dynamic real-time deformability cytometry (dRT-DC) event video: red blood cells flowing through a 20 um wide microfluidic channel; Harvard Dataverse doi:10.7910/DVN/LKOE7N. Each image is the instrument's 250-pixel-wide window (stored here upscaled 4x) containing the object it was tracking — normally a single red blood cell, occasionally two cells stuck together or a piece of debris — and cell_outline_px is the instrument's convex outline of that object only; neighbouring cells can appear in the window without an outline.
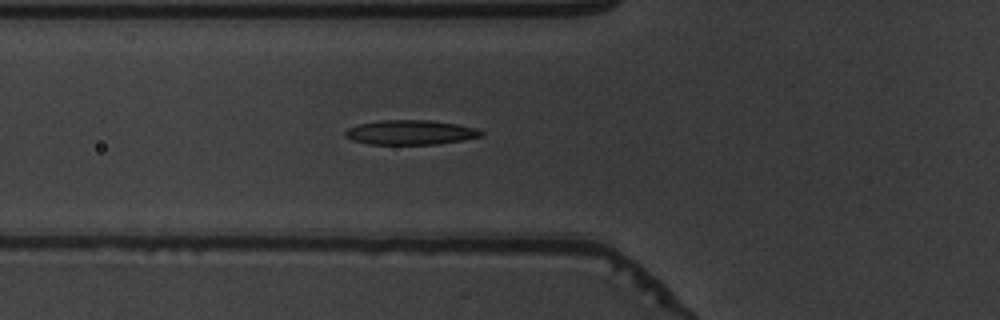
{"species": "common noctule bat (a hibernating species)", "species_latin": "Nyctalus noctula", "temperature_condition": "warm", "stored_images_in_passage": 53, "camera_frame_rate_fps": 3000, "um_per_image_px": 0.085, "animal": {"sex": "male", "body_mass_g": 19.5, "forearm_length_mm": 54.6}, "frame": {"image": 1, "passage_image": 20, "time_ms": 6.333, "image_size_px": [1000, 320], "cell_outline_px": [[484, 136], [440, 144], [368, 144], [352, 140], [344, 136], [344, 132], [348, 128], [360, 124], [380, 120], [428, 120], [456, 124], [476, 128], [484, 132]], "centroid_in_image_um": [34.9, 11.26], "position_along_channel_um": 90.9, "area_um2": 19.48}}
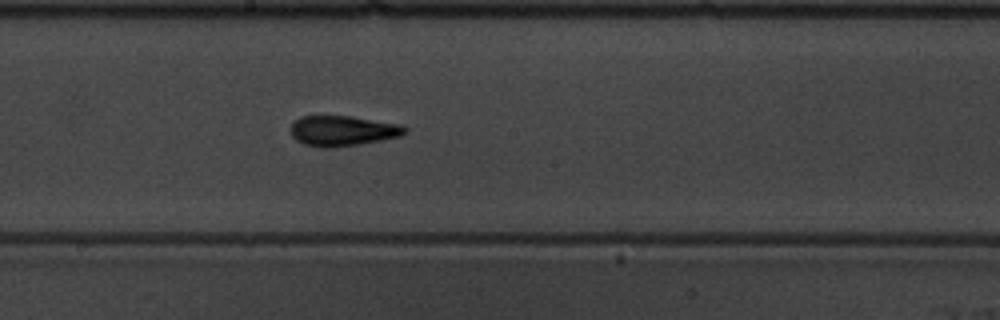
{"frame": {"image": 2, "passage_image": 30, "time_ms": 9.667, "image_size_px": [1000, 320], "cell_outline_px": [[408, 132], [400, 136], [380, 140], [332, 148], [320, 148], [304, 144], [296, 140], [292, 136], [292, 124], [300, 116], [348, 116], [400, 124], [408, 128]], "centroid_in_image_um": [29.13, 11.12], "position_along_channel_um": 219.1, "area_um2": 20.0}}
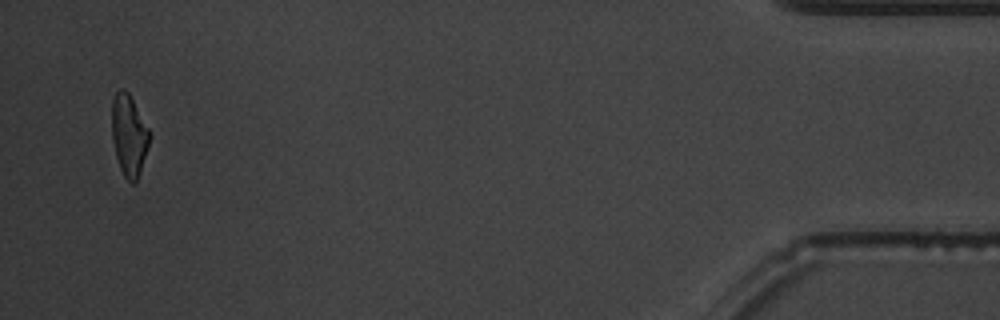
{"frame": {"image": 3, "passage_image": 52, "time_ms": 17.0, "image_size_px": [1000, 320], "cell_outline_px": [[152, 132], [140, 172], [136, 184], [132, 184], [124, 176], [120, 168], [116, 156], [112, 136], [112, 100], [116, 92], [120, 88], [124, 88], [128, 92]], "centroid_in_image_um": [10.98, 11.48], "position_along_channel_um": 424.2, "area_um2": 17.98}, "authors_computed_cell_mechanics": {"area_um2": 18.8428, "velocity_mm_per_s": 3.8324, "shape_relaxation_time_tau1_ms": 5.4499, "shape_relaxation_time_tau2_ms": 1.6052, "deformation_change_tau1": 0.1923, "deformation_change_tau2": 0.0975}}